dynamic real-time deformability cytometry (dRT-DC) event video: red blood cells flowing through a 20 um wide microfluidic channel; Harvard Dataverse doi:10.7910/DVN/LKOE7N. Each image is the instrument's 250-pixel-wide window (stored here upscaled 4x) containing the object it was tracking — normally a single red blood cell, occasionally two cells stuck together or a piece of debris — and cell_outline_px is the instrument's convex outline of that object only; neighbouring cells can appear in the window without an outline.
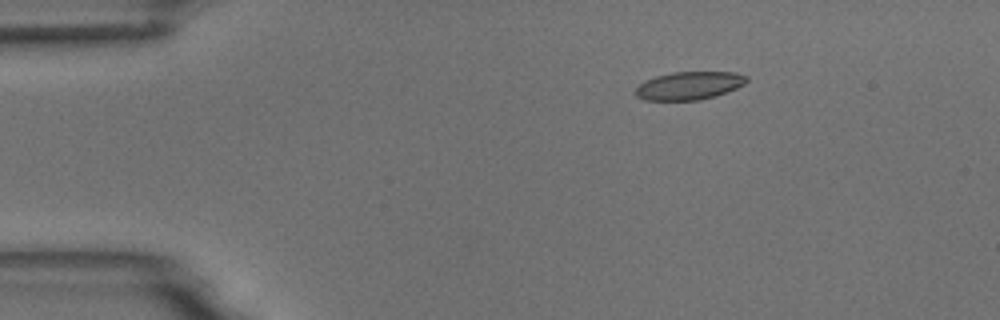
{"species": "common noctule bat (a hibernating species)", "species_latin": "Nyctalus noctula", "temperature_condition": "room temperature", "stored_images_in_passage": 4, "camera_frame_rate_fps": 3000, "um_per_image_px": 0.085, "animal": {"sex": "male", "body_mass_g": 18.8}, "frame": {"image": 1, "passage_image": 2, "time_ms": 1.333, "image_size_px": [1000, 320], "cell_outline_px": [[748, 80], [744, 84], [736, 88], [700, 100], [644, 100], [636, 96], [636, 88], [640, 84], [656, 76], [672, 72], [736, 72], [748, 76]], "centroid_in_image_um": [58.59, 7.27], "position_along_channel_um": 26.4, "area_um2": 17.92}}